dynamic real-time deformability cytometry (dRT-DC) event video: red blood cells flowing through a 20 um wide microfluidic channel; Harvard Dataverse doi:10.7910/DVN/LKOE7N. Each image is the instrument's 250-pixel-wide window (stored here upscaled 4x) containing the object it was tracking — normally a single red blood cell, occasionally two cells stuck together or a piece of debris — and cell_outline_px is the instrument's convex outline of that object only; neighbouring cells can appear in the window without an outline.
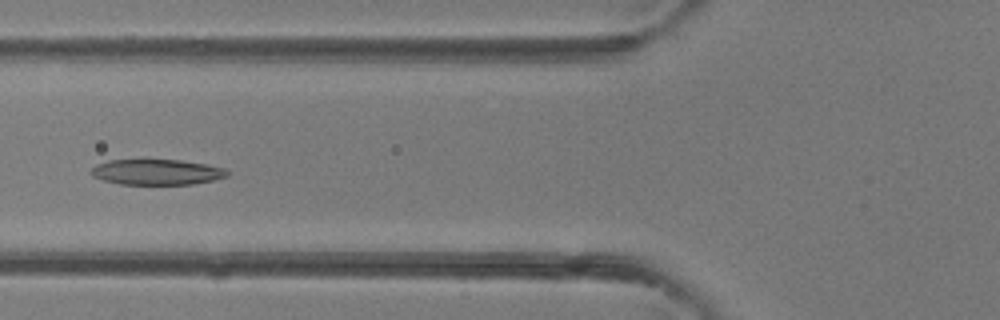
{"species": "common noctule bat (a hibernating species)", "species_latin": "Nyctalus noctula", "temperature_condition": "room temperature", "stored_images_in_passage": 5, "camera_frame_rate_fps": 3000, "um_per_image_px": 0.085, "animal": {"sex": "female"}, "frame": {"image": 1, "passage_image": 5, "time_ms": 4.333, "image_size_px": [1000, 320], "cell_outline_px": [[228, 176], [212, 180], [192, 184], [120, 184], [104, 180], [92, 176], [92, 168], [96, 164], [108, 160], [144, 156], [180, 160], [208, 164], [224, 168], [228, 172]], "centroid_in_image_um": [13.28, 14.56], "position_along_channel_um": 112.5, "area_um2": 21.15}}